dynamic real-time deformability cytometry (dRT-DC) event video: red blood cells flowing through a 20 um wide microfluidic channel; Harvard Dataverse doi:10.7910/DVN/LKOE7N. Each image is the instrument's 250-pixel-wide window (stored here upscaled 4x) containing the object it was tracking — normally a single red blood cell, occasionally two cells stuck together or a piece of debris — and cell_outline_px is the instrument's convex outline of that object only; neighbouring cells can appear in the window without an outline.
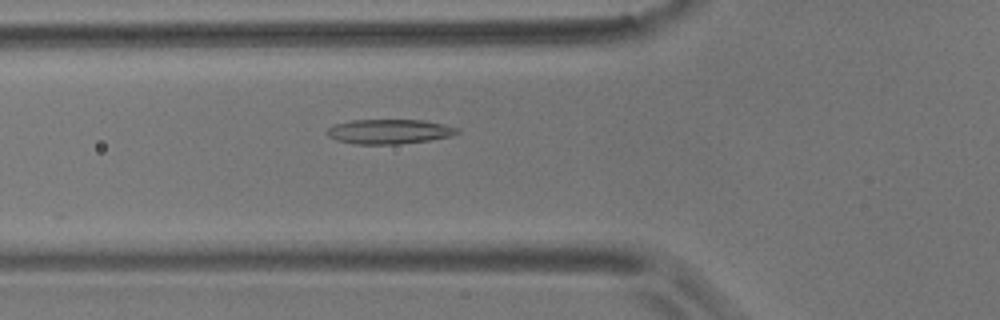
{"species": "common noctule bat (a hibernating species)", "species_latin": "Nyctalus noctula", "temperature_condition": "room temperature", "stored_images_in_passage": 42, "camera_frame_rate_fps": 3000, "um_per_image_px": 0.085, "animal": {"sex": "male", "body_mass_g": 17.9}, "frame": {"image": 1, "passage_image": 11, "time_ms": 3.333, "image_size_px": [1000, 320], "cell_outline_px": [[460, 132], [452, 136], [428, 140], [396, 144], [356, 144], [336, 140], [328, 136], [324, 132], [332, 124], [352, 120], [424, 120], [444, 124], [460, 128]], "centroid_in_image_um": [33.07, 11.17], "position_along_channel_um": 92.7, "area_um2": 18.84}}
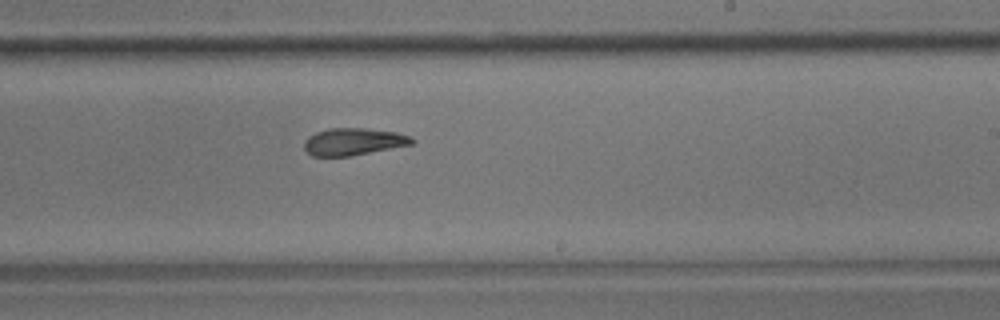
{"frame": {"image": 2, "passage_image": 25, "time_ms": 8.0, "image_size_px": [1000, 320], "cell_outline_px": [[416, 140], [412, 144], [348, 156], [312, 156], [304, 148], [304, 140], [308, 136], [316, 132], [328, 128], [364, 128], [396, 132], [412, 136]], "centroid_in_image_um": [30.03, 12.03], "position_along_channel_um": 259.0, "area_um2": 16.99}}
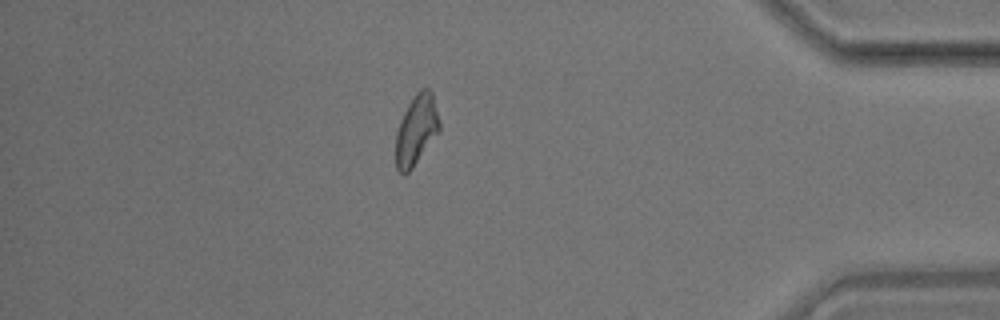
{"frame": {"image": 3, "passage_image": 40, "time_ms": 13.0, "image_size_px": [1000, 320], "cell_outline_px": [[440, 132], [412, 168], [408, 172], [400, 172], [396, 168], [396, 132], [400, 120], [408, 104], [416, 92], [420, 88], [428, 88], [432, 92], [440, 120]], "centroid_in_image_um": [35.41, 11.01], "position_along_channel_um": 399.8, "area_um2": 17.92}}